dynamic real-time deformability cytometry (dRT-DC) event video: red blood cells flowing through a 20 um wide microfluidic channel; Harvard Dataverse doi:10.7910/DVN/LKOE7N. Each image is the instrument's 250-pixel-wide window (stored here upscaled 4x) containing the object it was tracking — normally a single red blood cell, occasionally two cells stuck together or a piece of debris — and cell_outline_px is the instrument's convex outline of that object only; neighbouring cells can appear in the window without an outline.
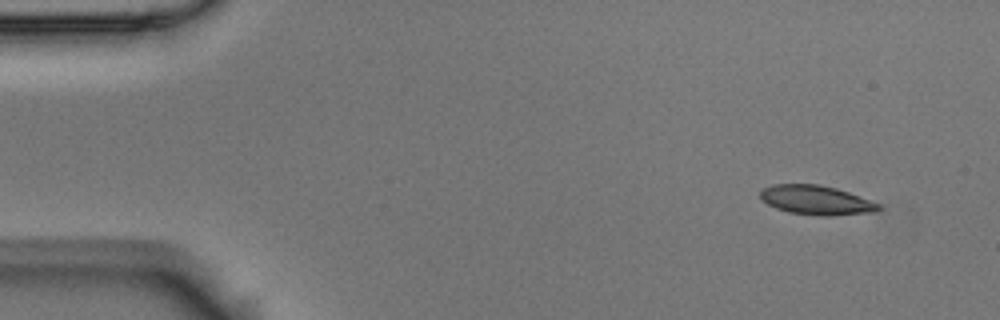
{"species": "Egyptian fruit bat (a non-hibernating species)", "species_latin": "Rousettus aegyptiacus", "temperature_condition": "room temperature", "stored_images_in_passage": 4, "camera_frame_rate_fps": 3000, "um_per_image_px": 0.085, "animal": {"sex": "male"}, "frame": {"image": 1, "passage_image": 1, "time_ms": 0.0, "image_size_px": [1000, 320], "cell_outline_px": [[880, 208], [876, 212], [828, 216], [824, 216], [788, 212], [776, 208], [768, 204], [760, 196], [760, 192], [764, 188], [772, 184], [816, 184], [836, 188], [848, 192], [880, 204]], "centroid_in_image_um": [69.38, 17.01], "position_along_channel_um": 15.6, "area_um2": 20.0}}
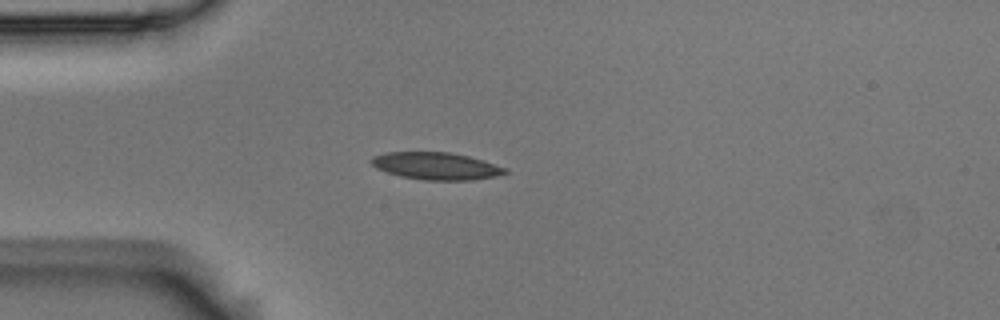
{"frame": {"image": 2, "passage_image": 4, "time_ms": 1.0, "image_size_px": [1000, 320], "cell_outline_px": [[508, 172], [496, 176], [472, 180], [424, 180], [400, 176], [376, 168], [368, 160], [372, 156], [388, 152], [448, 152], [468, 156], [484, 160], [508, 168]], "centroid_in_image_um": [37.08, 14.11], "position_along_channel_um": 47.9, "area_um2": 21.33}}